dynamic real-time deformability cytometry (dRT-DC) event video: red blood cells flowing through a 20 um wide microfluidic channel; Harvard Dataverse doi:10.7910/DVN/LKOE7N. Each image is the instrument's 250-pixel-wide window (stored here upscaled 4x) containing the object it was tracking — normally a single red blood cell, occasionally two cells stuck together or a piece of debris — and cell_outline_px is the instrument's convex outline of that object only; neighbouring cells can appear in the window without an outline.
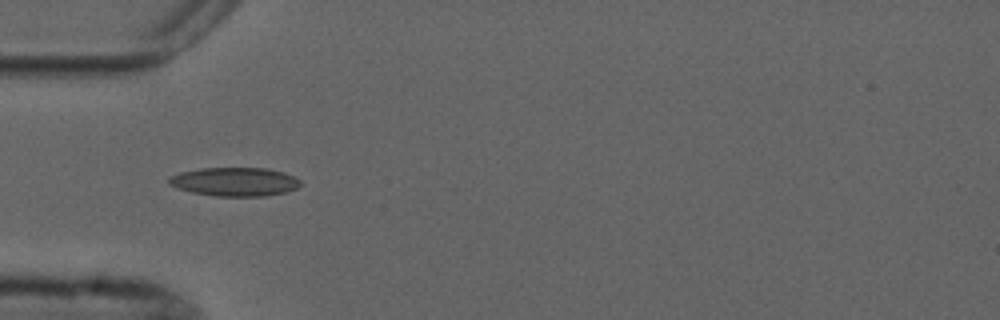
{"species": "common noctule bat (a hibernating species)", "species_latin": "Nyctalus noctula", "temperature_condition": "cold", "stored_images_in_passage": 9, "camera_frame_rate_fps": 3000, "um_per_image_px": 0.085, "animal": {"sex": "male", "forearm_length_mm": 52.5}, "frame": {"image": 1, "passage_image": 4, "time_ms": 3.333, "image_size_px": [1000, 320], "cell_outline_px": [[300, 184], [296, 188], [288, 192], [264, 196], [216, 196], [192, 192], [176, 188], [168, 184], [168, 176], [180, 172], [200, 168], [268, 168], [284, 172], [300, 180]], "centroid_in_image_um": [19.92, 15.44], "position_along_channel_um": 65.1, "area_um2": 22.14}}
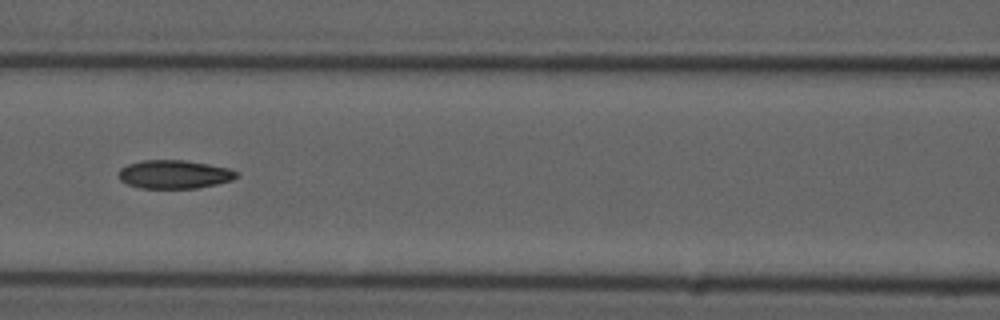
{"frame": {"image": 2, "passage_image": 6, "time_ms": 5.667, "image_size_px": [1000, 320], "cell_outline_px": [[240, 176], [232, 180], [216, 184], [196, 188], [140, 188], [128, 184], [120, 180], [120, 168], [128, 164], [144, 160], [184, 160], [208, 164], [228, 168], [236, 172]], "centroid_in_image_um": [14.83, 14.82], "position_along_channel_um": 151.8, "area_um2": 19.42}}
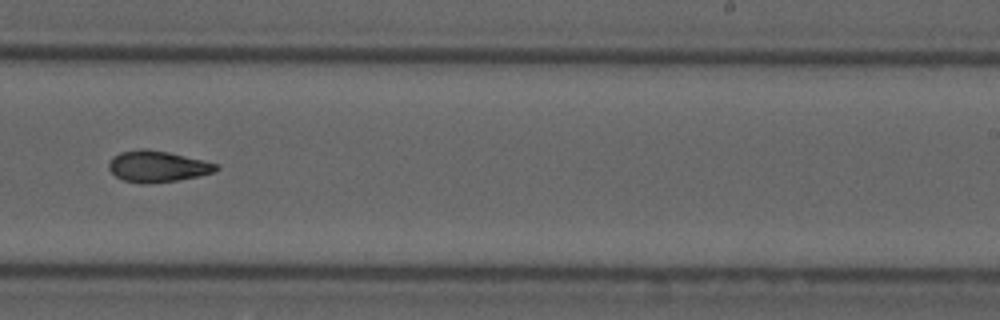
{"frame": {"image": 3, "passage_image": 9, "time_ms": 9.0, "image_size_px": [1000, 320], "cell_outline_px": [[220, 168], [216, 172], [200, 176], [152, 184], [140, 184], [124, 180], [116, 176], [108, 168], [108, 164], [112, 156], [120, 152], [140, 148], [144, 148], [168, 152], [220, 164]], "centroid_in_image_um": [13.4, 14.15], "position_along_channel_um": 275.6, "area_um2": 19.83}}